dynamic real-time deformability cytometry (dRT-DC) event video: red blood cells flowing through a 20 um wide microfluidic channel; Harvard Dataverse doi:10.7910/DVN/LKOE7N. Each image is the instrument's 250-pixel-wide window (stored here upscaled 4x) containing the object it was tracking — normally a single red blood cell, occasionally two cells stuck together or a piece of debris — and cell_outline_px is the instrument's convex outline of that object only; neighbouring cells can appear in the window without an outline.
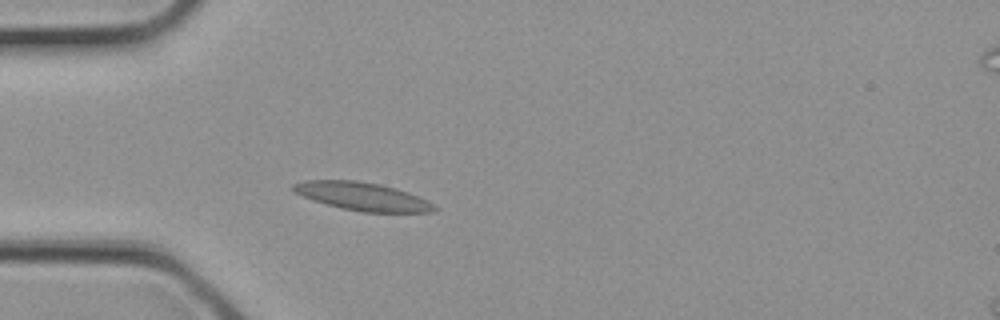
{"species": "common noctule bat (a hibernating species)", "species_latin": "Nyctalus noctula", "temperature_condition": "cold", "stored_images_in_passage": 2, "camera_frame_rate_fps": 3000, "um_per_image_px": 0.085, "animal": {"sex": "female", "body_mass_g": 21.9}, "frame": {"image": 1, "passage_image": 2, "time_ms": 0.333, "image_size_px": [1000, 320], "cell_outline_px": [[440, 208], [432, 212], [360, 212], [312, 200], [292, 192], [292, 184], [304, 180], [356, 180], [380, 184], [396, 188], [408, 192], [428, 200]], "centroid_in_image_um": [30.81, 16.69], "position_along_channel_um": 54.2, "area_um2": 23.24}}